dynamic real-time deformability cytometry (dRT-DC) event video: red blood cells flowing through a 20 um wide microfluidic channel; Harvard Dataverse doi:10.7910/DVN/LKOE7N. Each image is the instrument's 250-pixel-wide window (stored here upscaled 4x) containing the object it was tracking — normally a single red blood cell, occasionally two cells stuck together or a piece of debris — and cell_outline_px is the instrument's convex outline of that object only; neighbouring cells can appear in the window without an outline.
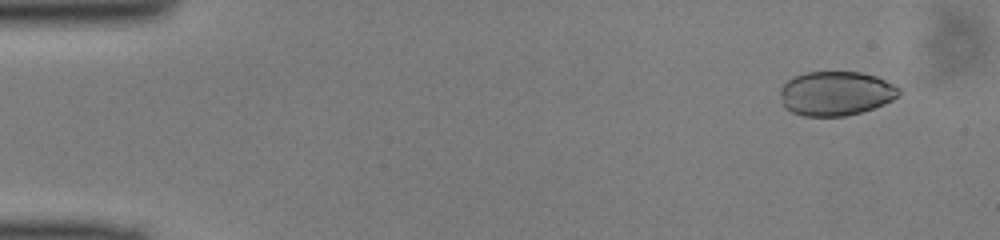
{"species": "common noctule bat (a hibernating species)", "species_latin": "Nyctalus noctula", "temperature_condition": "cold", "stored_images_in_passage": 11, "camera_frame_rate_fps": 3000, "um_per_image_px": 0.085, "animal": {"sex": "male", "body_mass_g": 13.0, "forearm_length_mm": 53.1}, "frame": {"image": 1, "passage_image": 4, "time_ms": 1.0, "image_size_px": [1000, 240], "cell_outline_px": [[900, 96], [884, 104], [860, 112], [844, 116], [804, 116], [792, 112], [784, 108], [780, 92], [780, 88], [788, 80], [804, 72], [860, 72], [876, 76], [900, 88]], "centroid_in_image_um": [71.04, 7.94], "position_along_channel_um": 14.0, "area_um2": 30.58}}